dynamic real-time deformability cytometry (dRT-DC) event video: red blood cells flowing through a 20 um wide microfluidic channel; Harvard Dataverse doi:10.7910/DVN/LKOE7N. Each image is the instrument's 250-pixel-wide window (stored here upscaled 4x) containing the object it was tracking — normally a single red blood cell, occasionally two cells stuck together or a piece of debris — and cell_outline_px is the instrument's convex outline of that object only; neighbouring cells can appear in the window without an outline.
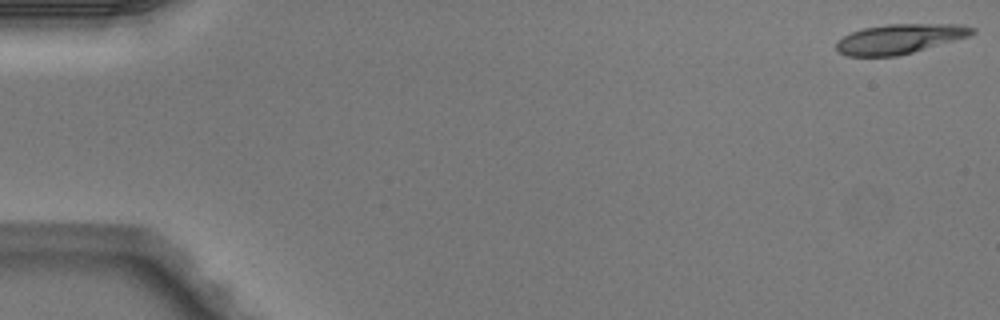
{"species": "Egyptian fruit bat (a non-hibernating species)", "species_latin": "Rousettus aegyptiacus", "temperature_condition": "warm", "stored_images_in_passage": 49, "camera_frame_rate_fps": 3000, "um_per_image_px": 0.085, "animal": {"sex": "male"}, "frame": {"image": 1, "passage_image": 1, "time_ms": 0.0, "image_size_px": [1000, 320], "cell_outline_px": [[976, 32], [968, 36], [912, 52], [896, 56], [844, 56], [836, 48], [836, 44], [844, 36], [852, 32], [864, 28], [888, 24], [964, 24], [976, 28]], "centroid_in_image_um": [76.49, 3.29], "position_along_channel_um": 8.5, "area_um2": 23.24}}
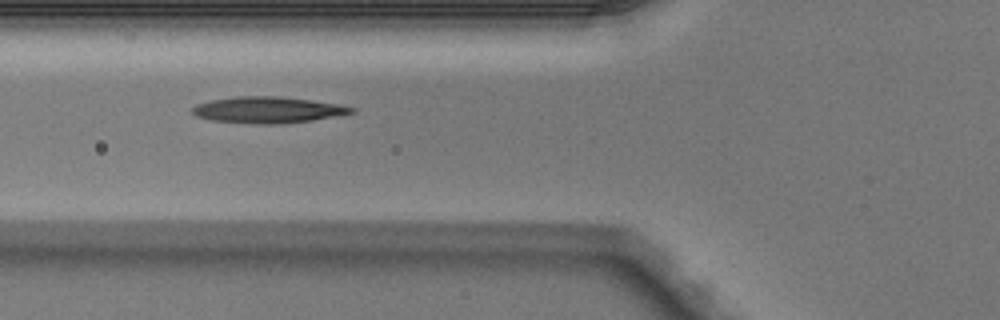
{"frame": {"image": 2, "passage_image": 19, "time_ms": 6.0, "image_size_px": [1000, 320], "cell_outline_px": [[356, 112], [340, 116], [312, 120], [276, 124], [256, 124], [212, 120], [196, 116], [192, 112], [192, 108], [196, 104], [212, 100], [236, 96], [280, 96], [312, 100], [340, 104], [356, 108]], "centroid_in_image_um": [22.82, 9.33], "position_along_channel_um": 103.0, "area_um2": 24.51}}
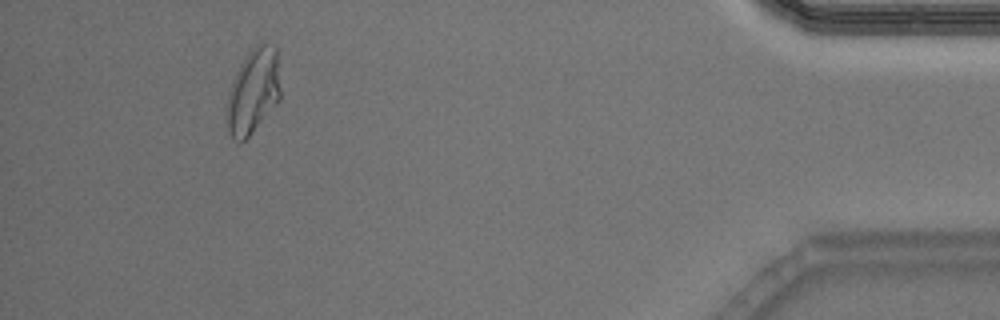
{"frame": {"image": 3, "passage_image": 46, "time_ms": 15.0, "image_size_px": [1000, 320], "cell_outline_px": [[280, 100], [248, 136], [240, 144], [232, 136], [224, 120], [228, 92], [232, 80], [240, 64], [260, 44], [264, 44], [276, 48], [280, 88]], "centroid_in_image_um": [21.49, 7.83], "position_along_channel_um": 413.7, "area_um2": 26.13}, "authors_computed_cell_mechanics": {"area_um2": 23.698, "velocity_mm_per_s": 4.1093, "shape_relaxation_time_tau1_ms": null, "shape_relaxation_time_tau2_ms": 3.1764, "deformation_change_tau1": null, "deformation_change_tau2": 0.1249}}